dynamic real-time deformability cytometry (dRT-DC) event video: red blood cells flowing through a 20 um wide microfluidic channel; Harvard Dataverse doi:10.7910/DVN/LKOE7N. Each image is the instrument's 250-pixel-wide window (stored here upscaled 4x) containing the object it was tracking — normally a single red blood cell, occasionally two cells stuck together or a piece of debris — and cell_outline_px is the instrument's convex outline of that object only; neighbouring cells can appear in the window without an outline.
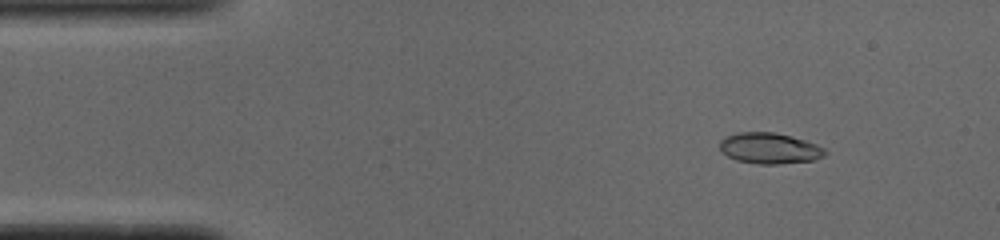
{"species": "common noctule bat (a hibernating species)", "species_latin": "Nyctalus noctula", "temperature_condition": "cold", "stored_images_in_passage": 50, "camera_frame_rate_fps": 3000, "um_per_image_px": 0.085, "animal": {"sex": "male", "body_mass_g": 19.0, "forearm_length_mm": 50.8}, "frame": {"image": 1, "passage_image": 5, "time_ms": 1.333, "image_size_px": [1000, 240], "cell_outline_px": [[828, 152], [824, 156], [812, 160], [776, 164], [760, 164], [736, 160], [720, 152], [720, 140], [724, 136], [736, 132], [776, 132], [792, 136], [816, 144], [824, 148]], "centroid_in_image_um": [65.38, 12.59], "position_along_channel_um": 19.6, "area_um2": 19.07}}
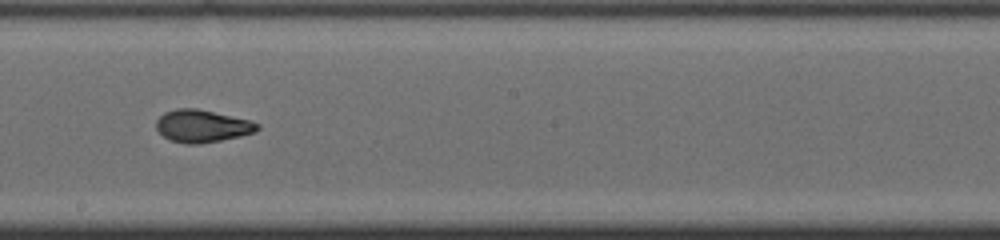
{"frame": {"image": 2, "passage_image": 27, "time_ms": 8.667, "image_size_px": [1000, 240], "cell_outline_px": [[260, 128], [256, 132], [240, 136], [200, 144], [184, 144], [172, 140], [164, 136], [156, 128], [156, 120], [164, 112], [176, 108], [196, 108], [252, 120], [260, 124]], "centroid_in_image_um": [17.21, 10.7], "position_along_channel_um": 231.0, "area_um2": 19.25}}
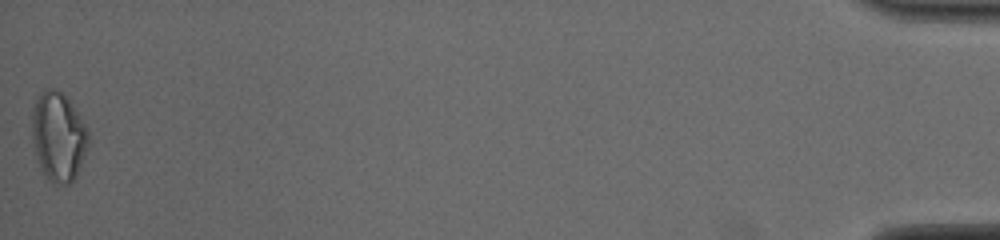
{"frame": {"image": 3, "passage_image": 50, "time_ms": 16.333, "image_size_px": [1000, 240], "cell_outline_px": [[88, 148], [76, 176], [68, 184], [52, 184], [44, 176], [36, 152], [32, 136], [32, 108], [36, 100], [48, 88], [52, 88], [60, 92], [72, 104], [88, 128]], "centroid_in_image_um": [4.98, 11.64], "position_along_channel_um": 430.2, "area_um2": 28.96}, "authors_computed_cell_mechanics": {"area_um2": 18.9584, "velocity_mm_per_s": 3.9098, "shape_relaxation_time_tau1_ms": 8.3895, "shape_relaxation_time_tau2_ms": 1.2959, "deformation_change_tau1": 0.2246, "deformation_change_tau2": 0.0622}}